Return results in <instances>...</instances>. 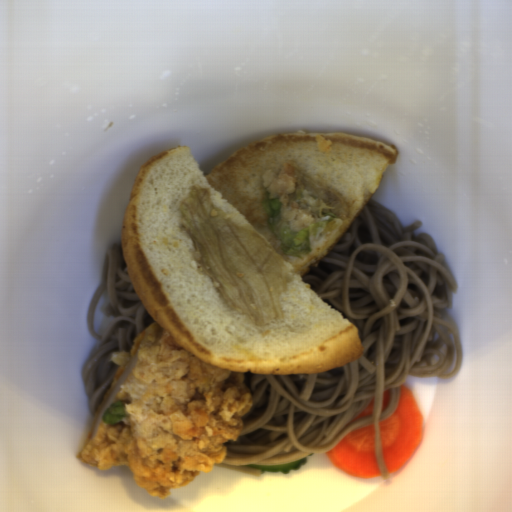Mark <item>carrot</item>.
I'll return each mask as SVG.
<instances>
[{
	"label": "carrot",
	"instance_id": "2",
	"mask_svg": "<svg viewBox=\"0 0 512 512\" xmlns=\"http://www.w3.org/2000/svg\"><path fill=\"white\" fill-rule=\"evenodd\" d=\"M375 441L374 425L363 426L345 435L326 456L340 471L353 477H381Z\"/></svg>",
	"mask_w": 512,
	"mask_h": 512
},
{
	"label": "carrot",
	"instance_id": "4",
	"mask_svg": "<svg viewBox=\"0 0 512 512\" xmlns=\"http://www.w3.org/2000/svg\"><path fill=\"white\" fill-rule=\"evenodd\" d=\"M391 401V391L387 389L382 392V411H384Z\"/></svg>",
	"mask_w": 512,
	"mask_h": 512
},
{
	"label": "carrot",
	"instance_id": "1",
	"mask_svg": "<svg viewBox=\"0 0 512 512\" xmlns=\"http://www.w3.org/2000/svg\"><path fill=\"white\" fill-rule=\"evenodd\" d=\"M379 427L386 473H396L415 455L423 433L419 404L406 385L400 386L396 409Z\"/></svg>",
	"mask_w": 512,
	"mask_h": 512
},
{
	"label": "carrot",
	"instance_id": "3",
	"mask_svg": "<svg viewBox=\"0 0 512 512\" xmlns=\"http://www.w3.org/2000/svg\"><path fill=\"white\" fill-rule=\"evenodd\" d=\"M373 408H374V400H373V397L371 398L370 402L368 403V405L361 411L359 412L352 420L349 424L357 421V420H360V419H363L365 417H368V416H371L373 415ZM348 424V425H349Z\"/></svg>",
	"mask_w": 512,
	"mask_h": 512
}]
</instances>
